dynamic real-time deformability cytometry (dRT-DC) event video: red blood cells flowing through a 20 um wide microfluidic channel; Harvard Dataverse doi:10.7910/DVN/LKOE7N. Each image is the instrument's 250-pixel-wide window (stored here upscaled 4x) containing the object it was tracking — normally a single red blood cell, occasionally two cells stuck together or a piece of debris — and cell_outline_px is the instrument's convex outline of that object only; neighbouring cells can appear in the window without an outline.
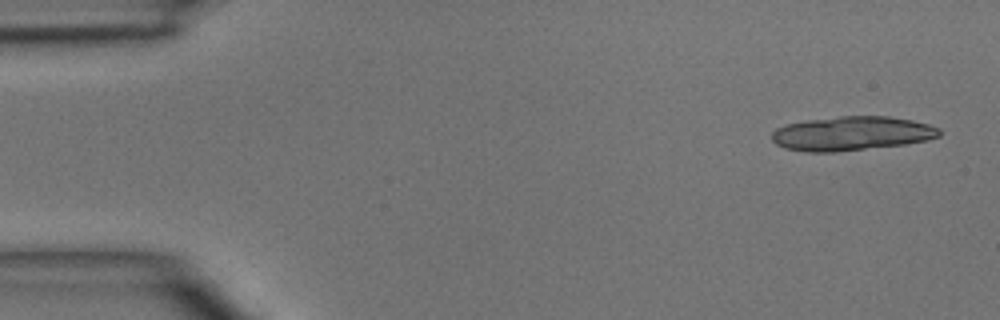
{"species": "common noctule bat (a hibernating species)", "species_latin": "Nyctalus noctula", "temperature_condition": "room temperature", "stored_images_in_passage": 5, "segment_of_instrument_passage": [1, 2], "camera_frame_rate_fps": 3000, "um_per_image_px": 0.085, "animal": {"sex": "male", "body_mass_g": 15.6}, "frame": {"image": 1, "passage_image": 1, "time_ms": 0.0, "image_size_px": [1000, 320], "cell_outline_px": [[940, 136], [928, 140], [904, 144], [836, 152], [804, 152], [784, 148], [776, 144], [772, 140], [772, 132], [776, 128], [784, 124], [804, 120], [840, 116], [888, 116], [912, 120], [928, 124], [940, 128]], "centroid_in_image_um": [72.36, 11.34], "position_along_channel_um": 12.6, "area_um2": 33.58}}